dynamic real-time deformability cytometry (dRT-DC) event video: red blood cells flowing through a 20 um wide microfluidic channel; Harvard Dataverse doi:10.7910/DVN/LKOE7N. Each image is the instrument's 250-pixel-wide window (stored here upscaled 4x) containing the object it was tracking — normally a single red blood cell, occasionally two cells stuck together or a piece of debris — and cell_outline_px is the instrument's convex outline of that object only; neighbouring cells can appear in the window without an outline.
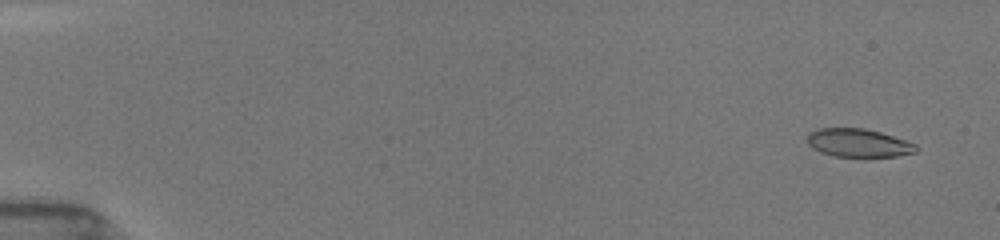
{"species": "common noctule bat (a hibernating species)", "species_latin": "Nyctalus noctula", "temperature_condition": "room temperature", "stored_images_in_passage": 22, "camera_frame_rate_fps": 3000, "um_per_image_px": 0.085, "animal": {"sex": "female", "body_mass_g": 19.5, "forearm_length_mm": 54.1}, "frame": {"image": 1, "passage_image": 4, "time_ms": 0.667, "image_size_px": [1000, 240], "cell_outline_px": [[920, 148], [916, 152], [896, 156], [864, 160], [836, 156], [820, 152], [812, 148], [808, 144], [808, 132], [820, 128], [864, 128], [880, 132], [916, 144]], "centroid_in_image_um": [72.99, 12.2], "position_along_channel_um": 12.0, "area_um2": 18.67}}
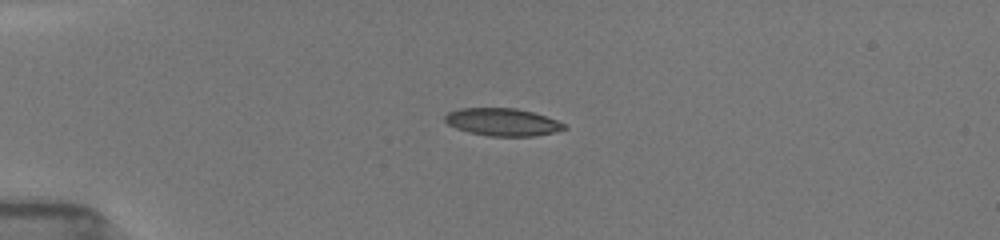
{"frame": {"image": 2, "passage_image": 17, "time_ms": 4.333, "image_size_px": [1000, 240], "cell_outline_px": [[568, 128], [556, 132], [532, 136], [488, 136], [468, 132], [456, 128], [448, 124], [444, 120], [444, 116], [448, 112], [460, 108], [516, 108], [532, 112], [556, 120], [564, 124]], "centroid_in_image_um": [42.69, 10.38], "position_along_channel_um": 42.3, "area_um2": 19.13}}
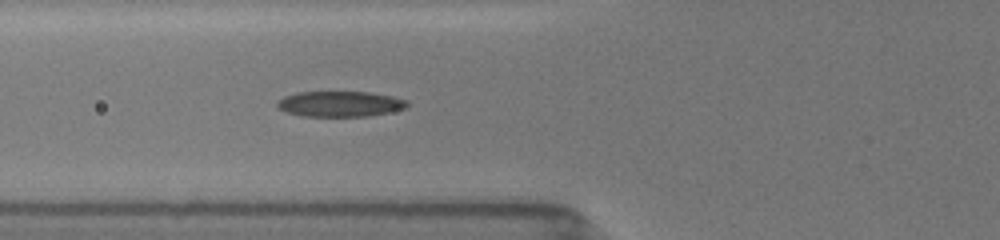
{"frame": {"image": 3, "passage_image": 22, "time_ms": 6.667, "image_size_px": [1000, 240], "cell_outline_px": [[408, 108], [368, 116], [300, 116], [288, 112], [280, 108], [276, 104], [284, 96], [296, 92], [368, 92], [392, 96], [408, 100]], "centroid_in_image_um": [28.94, 8.83], "position_along_channel_um": 96.9, "area_um2": 19.25}}